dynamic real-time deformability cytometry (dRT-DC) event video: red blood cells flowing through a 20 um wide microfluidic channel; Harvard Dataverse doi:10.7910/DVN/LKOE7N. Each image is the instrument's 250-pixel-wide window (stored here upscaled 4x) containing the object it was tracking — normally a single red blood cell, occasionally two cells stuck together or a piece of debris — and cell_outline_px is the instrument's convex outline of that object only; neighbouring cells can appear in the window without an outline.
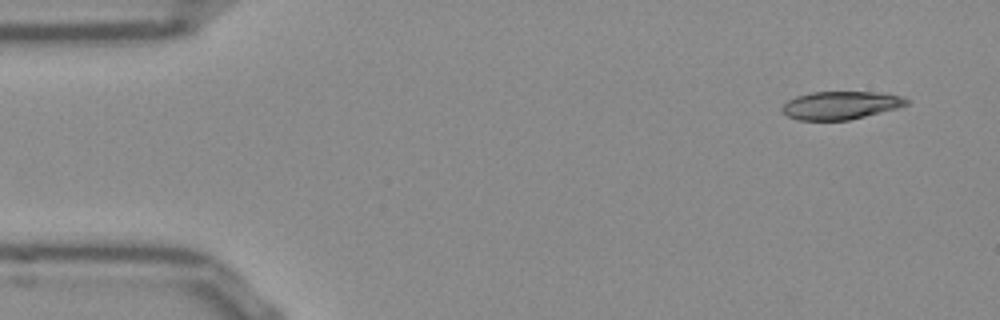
{"species": "Egyptian fruit bat (a non-hibernating species)", "species_latin": "Rousettus aegyptiacus", "temperature_condition": "room temperature", "stored_images_in_passage": 50, "camera_frame_rate_fps": 3000, "um_per_image_px": 0.085, "frame": {"image": 1, "passage_image": 1, "time_ms": 0.0, "image_size_px": [1000, 320], "cell_outline_px": [[908, 104], [896, 108], [848, 120], [796, 120], [788, 116], [780, 108], [788, 100], [796, 96], [812, 92], [876, 92], [900, 96], [908, 100]], "centroid_in_image_um": [71.4, 8.95], "position_along_channel_um": 13.6, "area_um2": 20.06}}
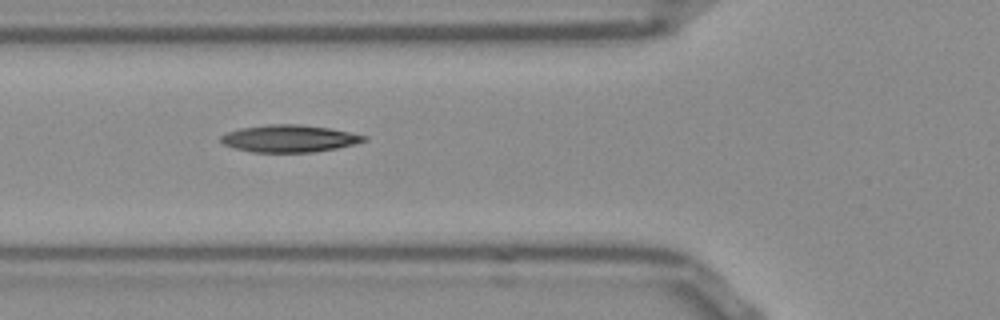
{"frame": {"image": 2, "passage_image": 16, "time_ms": 5.0, "image_size_px": [1000, 320], "cell_outline_px": [[368, 140], [356, 144], [316, 152], [252, 152], [232, 148], [224, 144], [220, 140], [220, 136], [228, 132], [240, 128], [268, 124], [300, 124], [328, 128], [368, 136]], "centroid_in_image_um": [24.59, 11.78], "position_along_channel_um": 101.2, "area_um2": 22.77}}
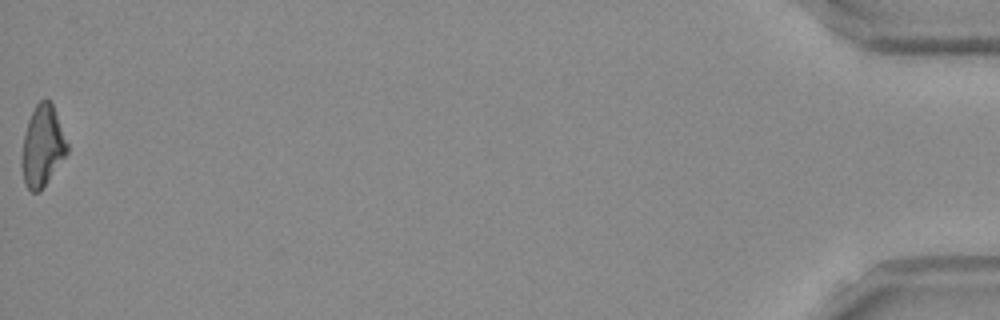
{"frame": {"image": 3, "passage_image": 50, "time_ms": 16.333, "image_size_px": [1000, 320], "cell_outline_px": [[68, 152], [40, 192], [32, 192], [24, 184], [20, 164], [24, 136], [28, 120], [36, 104], [44, 96], [52, 104], [68, 144]], "centroid_in_image_um": [3.59, 12.44], "position_along_channel_um": 431.6, "area_um2": 21.39}, "authors_computed_cell_mechanics": {"area_um2": 21.6461, "velocity_mm_per_s": 3.8405, "shape_relaxation_time_tau1_ms": null, "shape_relaxation_time_tau2_ms": 5.1016, "deformation_change_tau1": null, "deformation_change_tau2": 0.1293}}